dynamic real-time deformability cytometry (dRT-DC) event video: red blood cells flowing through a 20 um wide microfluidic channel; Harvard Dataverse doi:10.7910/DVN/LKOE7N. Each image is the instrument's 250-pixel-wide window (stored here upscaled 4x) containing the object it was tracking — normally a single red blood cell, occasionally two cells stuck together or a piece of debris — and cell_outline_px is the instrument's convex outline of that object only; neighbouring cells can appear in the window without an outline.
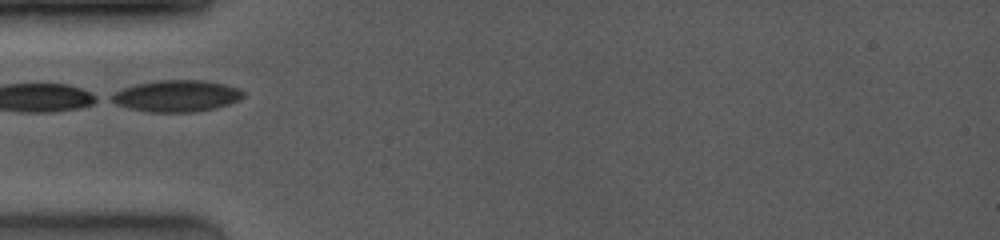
{"species": "common noctule bat (a hibernating species)", "species_latin": "Nyctalus noctula", "temperature_condition": "room temperature", "stored_images_in_passage": 16, "camera_frame_rate_fps": 4000, "um_per_image_px": 0.085, "animal": {"sex": "female", "body_mass_g": 19.0, "forearm_length_mm": 53.3}, "frame": {"image": 1, "passage_image": 1, "time_ms": 0.0, "image_size_px": [1000, 240], "cell_outline_px": [[244, 96], [240, 100], [216, 108], [192, 112], [148, 112], [128, 108], [116, 104], [108, 100], [108, 96], [124, 88], [136, 84], [156, 80], [200, 80], [224, 84], [240, 88], [244, 92]], "centroid_in_image_um": [15.0, 8.16], "position_along_channel_um": 70.0, "area_um2": 24.39}}